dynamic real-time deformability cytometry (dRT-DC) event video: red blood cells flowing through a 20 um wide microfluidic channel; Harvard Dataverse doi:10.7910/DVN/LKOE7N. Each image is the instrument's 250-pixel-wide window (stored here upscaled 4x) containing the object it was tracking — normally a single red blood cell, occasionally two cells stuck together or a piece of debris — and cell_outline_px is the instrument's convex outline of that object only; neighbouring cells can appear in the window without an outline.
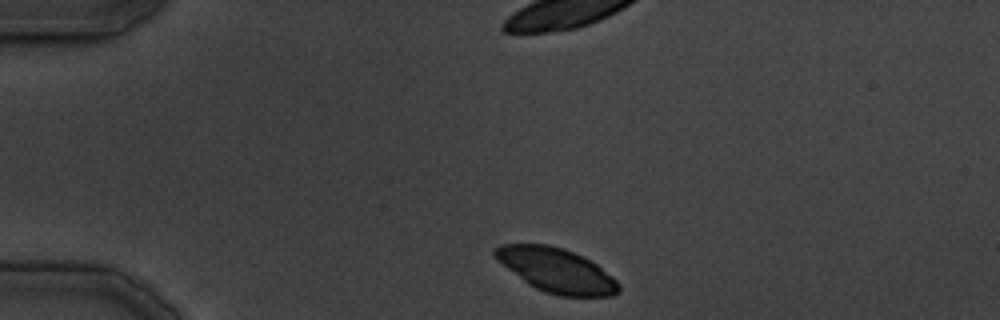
{"species": "common noctule bat (a hibernating species)", "species_latin": "Nyctalus noctula", "temperature_condition": "cold", "stored_images_in_passage": 30, "camera_frame_rate_fps": 3000, "um_per_image_px": 0.085, "animal": {"sex": "male", "body_mass_g": 19.5, "forearm_length_mm": 54.6}, "frame": {"image": 1, "passage_image": 1, "time_ms": 0.0, "image_size_px": [1000, 320], "cell_outline_px": [[620, 288], [612, 296], [560, 296], [544, 292], [528, 284], [496, 260], [492, 252], [500, 244], [548, 244], [564, 248], [596, 264], [612, 276], [620, 284]], "centroid_in_image_um": [47.27, 22.97], "position_along_channel_um": 37.7, "area_um2": 31.67}}
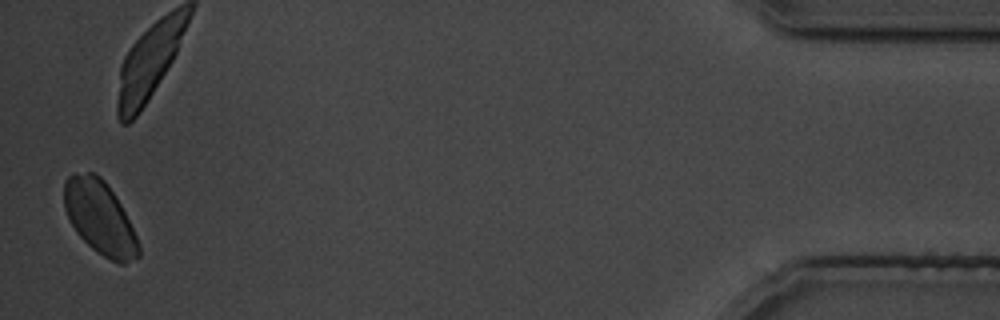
{"frame": {"image": 2, "passage_image": 30, "time_ms": 36.0, "image_size_px": [1000, 320], "cell_outline_px": [[140, 256], [124, 264], [120, 264], [96, 252], [76, 232], [68, 220], [64, 208], [64, 180], [72, 172], [96, 172], [104, 180], [120, 204], [136, 236], [140, 248]], "centroid_in_image_um": [8.45, 18.47], "position_along_channel_um": 426.8, "area_um2": 31.85}}